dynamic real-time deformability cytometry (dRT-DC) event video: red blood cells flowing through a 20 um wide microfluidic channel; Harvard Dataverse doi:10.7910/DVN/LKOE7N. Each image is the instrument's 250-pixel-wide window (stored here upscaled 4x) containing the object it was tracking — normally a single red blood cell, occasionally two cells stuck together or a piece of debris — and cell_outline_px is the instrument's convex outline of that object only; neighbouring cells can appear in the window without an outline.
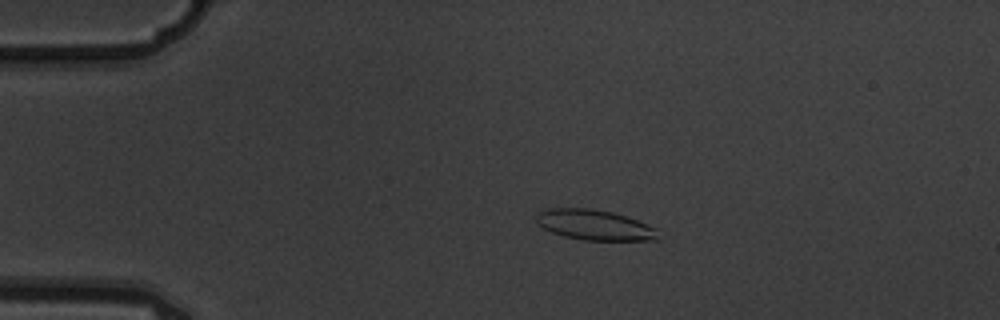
{"species": "common noctule bat (a hibernating species)", "species_latin": "Nyctalus noctula", "temperature_condition": "warm", "stored_images_in_passage": 4, "camera_frame_rate_fps": 3000, "um_per_image_px": 0.085, "animal": {"sex": "male", "body_mass_g": 19.5, "forearm_length_mm": 54.6}, "frame": {"image": 1, "passage_image": 3, "time_ms": 0.667, "image_size_px": [1000, 320], "cell_outline_px": [[660, 240], [584, 240], [564, 236], [552, 232], [544, 228], [536, 220], [536, 212], [548, 208], [592, 208], [612, 212], [648, 224], [656, 228]], "centroid_in_image_um": [50.54, 19.11], "position_along_channel_um": 34.5, "area_um2": 21.5}}